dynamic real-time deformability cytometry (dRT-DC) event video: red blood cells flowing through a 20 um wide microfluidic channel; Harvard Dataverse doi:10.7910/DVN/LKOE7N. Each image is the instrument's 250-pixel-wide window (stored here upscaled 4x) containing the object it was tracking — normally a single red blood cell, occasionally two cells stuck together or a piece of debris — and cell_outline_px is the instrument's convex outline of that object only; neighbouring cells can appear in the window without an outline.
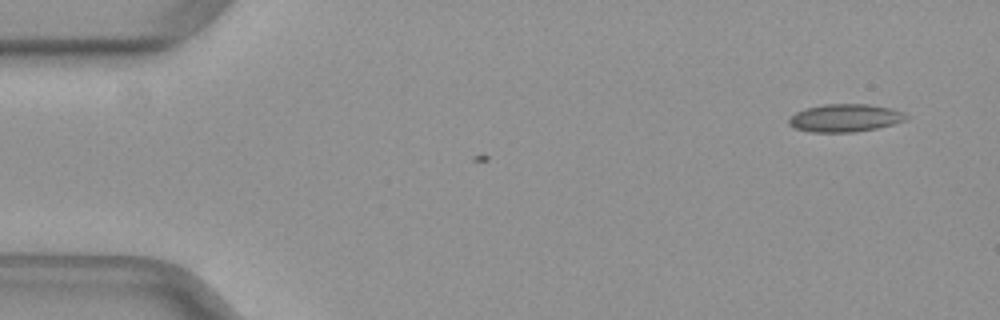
{"species": "common noctule bat (a hibernating species)", "species_latin": "Nyctalus noctula", "temperature_condition": "warm", "stored_images_in_passage": 4, "camera_frame_rate_fps": 3000, "um_per_image_px": 0.085, "animal": {"sex": "female", "body_mass_g": 29.2, "forearm_length_mm": 56.3}, "frame": {"image": 1, "passage_image": 1, "time_ms": 0.0, "image_size_px": [1000, 320], "cell_outline_px": [[908, 116], [904, 120], [892, 124], [876, 128], [852, 132], [808, 132], [796, 128], [788, 124], [788, 120], [796, 112], [804, 108], [824, 104], [868, 104], [892, 108], [904, 112]], "centroid_in_image_um": [71.81, 10.02], "position_along_channel_um": 13.2, "area_um2": 18.96}}